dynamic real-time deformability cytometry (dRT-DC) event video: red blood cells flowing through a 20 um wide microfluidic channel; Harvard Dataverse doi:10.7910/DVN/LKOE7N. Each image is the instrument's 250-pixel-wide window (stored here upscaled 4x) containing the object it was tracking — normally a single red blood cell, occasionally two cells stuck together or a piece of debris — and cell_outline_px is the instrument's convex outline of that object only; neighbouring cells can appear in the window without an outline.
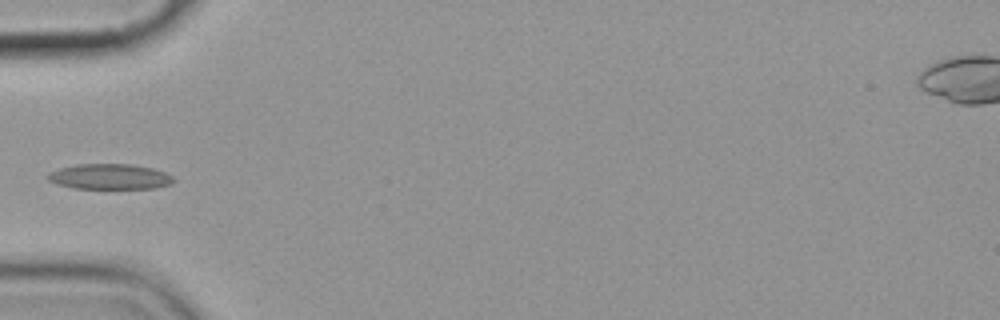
{"species": "common noctule bat (a hibernating species)", "species_latin": "Nyctalus noctula", "temperature_condition": "cold", "stored_images_in_passage": 9, "camera_frame_rate_fps": 3000, "um_per_image_px": 0.085, "animal": {"sex": "female", "body_mass_g": 19.9}, "frame": {"image": 1, "passage_image": 4, "time_ms": 3.667, "image_size_px": [1000, 320], "cell_outline_px": [[176, 180], [172, 184], [156, 188], [72, 188], [56, 184], [48, 180], [44, 176], [48, 172], [60, 168], [76, 164], [132, 164], [152, 168], [164, 172], [172, 176]], "centroid_in_image_um": [9.3, 15.01], "position_along_channel_um": 75.7, "area_um2": 18.79}}
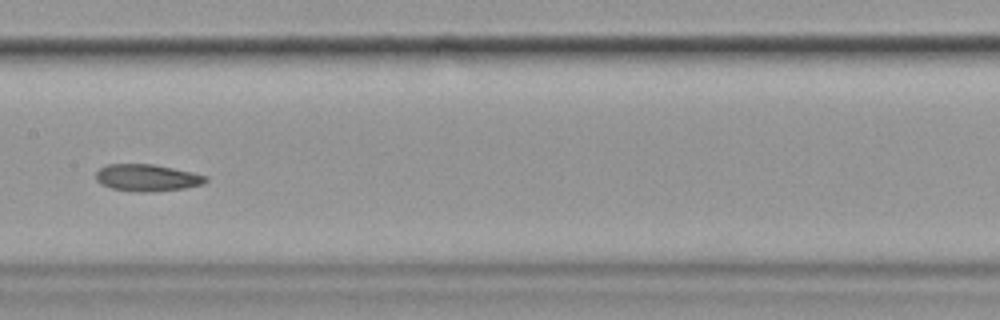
{"frame": {"image": 2, "passage_image": 7, "time_ms": 7.0, "image_size_px": [1000, 320], "cell_outline_px": [[208, 180], [204, 184], [184, 188], [144, 192], [112, 188], [100, 184], [96, 180], [96, 172], [100, 168], [108, 164], [156, 164], [192, 172], [208, 176]], "centroid_in_image_um": [12.52, 15.09], "position_along_channel_um": 194.9, "area_um2": 17.17}}
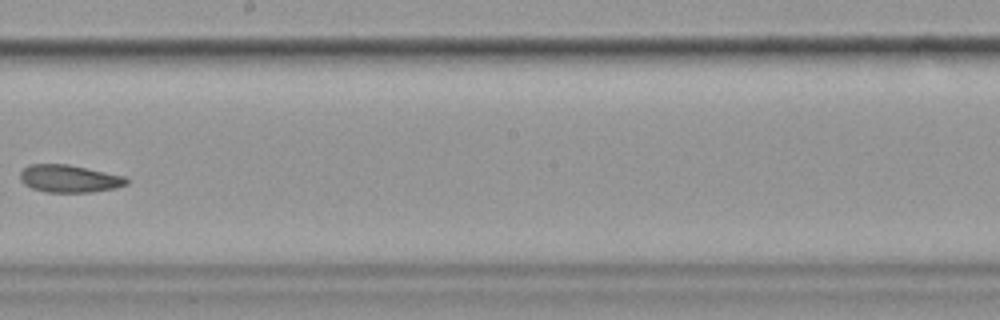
{"frame": {"image": 3, "passage_image": 8, "time_ms": 8.333, "image_size_px": [1000, 320], "cell_outline_px": [[128, 184], [116, 188], [92, 192], [48, 192], [32, 188], [24, 184], [20, 180], [20, 172], [28, 164], [68, 164], [124, 176], [128, 180]], "centroid_in_image_um": [5.88, 15.18], "position_along_channel_um": 242.3, "area_um2": 17.05}}